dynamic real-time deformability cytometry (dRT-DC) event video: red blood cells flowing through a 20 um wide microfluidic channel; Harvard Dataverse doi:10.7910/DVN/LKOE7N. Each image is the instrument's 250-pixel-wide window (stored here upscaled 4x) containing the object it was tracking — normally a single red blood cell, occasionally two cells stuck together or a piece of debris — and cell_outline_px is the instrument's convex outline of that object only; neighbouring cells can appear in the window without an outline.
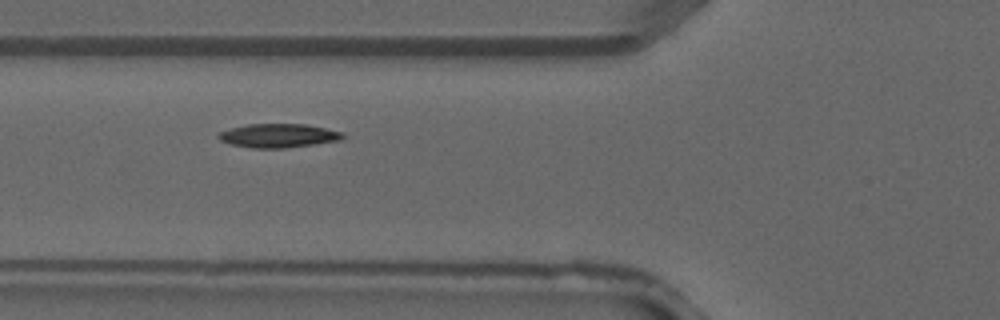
{"species": "common noctule bat (a hibernating species)", "species_latin": "Nyctalus noctula", "temperature_condition": "warm", "stored_images_in_passage": 4, "camera_frame_rate_fps": 3000, "um_per_image_px": 0.085, "animal": {"sex": "male", "forearm_length_mm": 52.5}, "frame": {"image": 1, "passage_image": 4, "time_ms": 1.0, "image_size_px": [1000, 320], "cell_outline_px": [[348, 136], [340, 140], [316, 144], [284, 148], [252, 148], [228, 144], [220, 140], [216, 136], [220, 132], [232, 128], [248, 124], [304, 124], [344, 132]], "centroid_in_image_um": [23.69, 11.54], "position_along_channel_um": 102.1, "area_um2": 17.34}}